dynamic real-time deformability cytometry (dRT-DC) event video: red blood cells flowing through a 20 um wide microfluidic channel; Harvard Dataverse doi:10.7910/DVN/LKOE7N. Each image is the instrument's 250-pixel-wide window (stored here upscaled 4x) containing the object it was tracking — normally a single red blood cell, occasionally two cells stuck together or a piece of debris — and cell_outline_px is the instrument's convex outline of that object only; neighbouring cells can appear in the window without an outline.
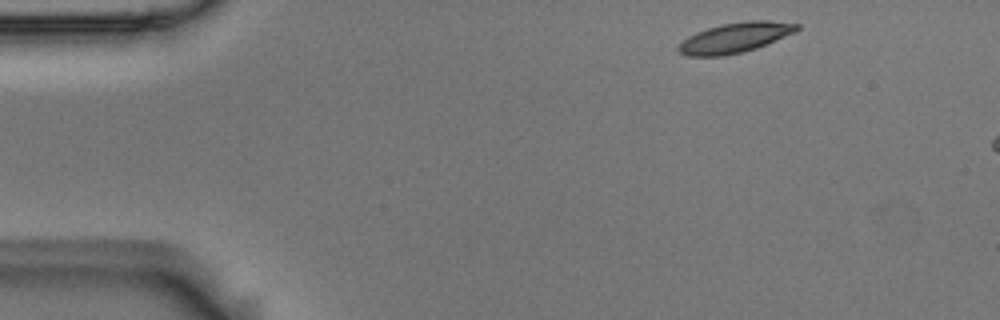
{"species": "Egyptian fruit bat (a non-hibernating species)", "species_latin": "Rousettus aegyptiacus", "temperature_condition": "room temperature", "stored_images_in_passage": 3, "camera_frame_rate_fps": 3000, "um_per_image_px": 0.085, "animal": {"sex": "male"}, "frame": {"image": 1, "passage_image": 1, "time_ms": 0.0, "image_size_px": [1000, 320], "cell_outline_px": [[800, 28], [796, 32], [756, 48], [744, 52], [724, 56], [688, 56], [680, 52], [676, 48], [688, 36], [696, 32], [720, 24], [748, 20], [768, 20], [800, 24]], "centroid_in_image_um": [62.5, 3.19], "position_along_channel_um": 22.5, "area_um2": 20.81}}